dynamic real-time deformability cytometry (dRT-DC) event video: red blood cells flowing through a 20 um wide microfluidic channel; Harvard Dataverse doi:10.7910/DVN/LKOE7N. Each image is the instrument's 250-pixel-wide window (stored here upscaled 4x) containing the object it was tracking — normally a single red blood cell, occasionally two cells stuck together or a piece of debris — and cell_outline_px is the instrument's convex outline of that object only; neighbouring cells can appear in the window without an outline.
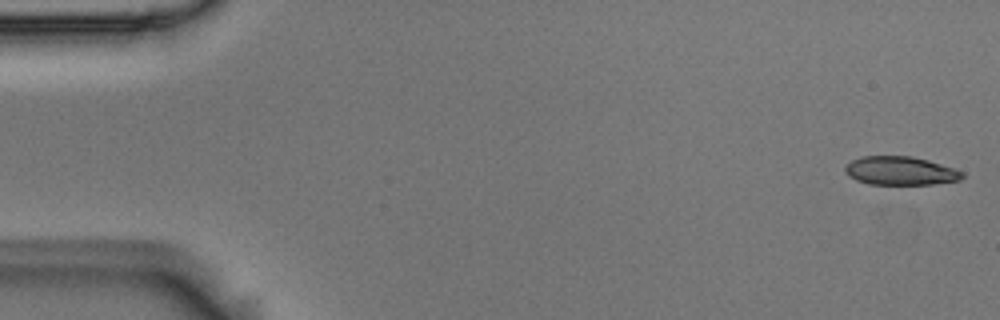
{"species": "Egyptian fruit bat (a non-hibernating species)", "species_latin": "Rousettus aegyptiacus", "temperature_condition": "room temperature", "stored_images_in_passage": 4, "camera_frame_rate_fps": 3000, "um_per_image_px": 0.085, "animal": {"sex": "male"}, "frame": {"image": 1, "passage_image": 1, "time_ms": 0.0, "image_size_px": [1000, 320], "cell_outline_px": [[964, 176], [960, 180], [932, 184], [868, 184], [856, 180], [848, 176], [844, 172], [844, 168], [852, 160], [860, 156], [912, 156], [928, 160], [964, 172]], "centroid_in_image_um": [76.5, 14.52], "position_along_channel_um": 8.5, "area_um2": 19.48}}